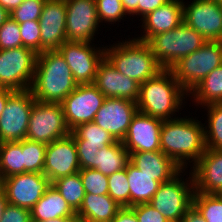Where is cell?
I'll return each mask as SVG.
<instances>
[{"label": "cell", "instance_id": "6da1fadb", "mask_svg": "<svg viewBox=\"0 0 222 222\" xmlns=\"http://www.w3.org/2000/svg\"><path fill=\"white\" fill-rule=\"evenodd\" d=\"M196 118L180 116L162 123L161 152L181 169L188 170V166L192 167L206 150L204 124Z\"/></svg>", "mask_w": 222, "mask_h": 222}, {"label": "cell", "instance_id": "7a4b0ae2", "mask_svg": "<svg viewBox=\"0 0 222 222\" xmlns=\"http://www.w3.org/2000/svg\"><path fill=\"white\" fill-rule=\"evenodd\" d=\"M187 97L188 93L173 73L163 69L155 77L140 84L136 104L139 112L168 120L179 117V110L182 111L186 106Z\"/></svg>", "mask_w": 222, "mask_h": 222}, {"label": "cell", "instance_id": "3957f363", "mask_svg": "<svg viewBox=\"0 0 222 222\" xmlns=\"http://www.w3.org/2000/svg\"><path fill=\"white\" fill-rule=\"evenodd\" d=\"M78 86L72 71L58 50L37 54L30 90L35 100L61 103Z\"/></svg>", "mask_w": 222, "mask_h": 222}, {"label": "cell", "instance_id": "277c9868", "mask_svg": "<svg viewBox=\"0 0 222 222\" xmlns=\"http://www.w3.org/2000/svg\"><path fill=\"white\" fill-rule=\"evenodd\" d=\"M125 39L105 45V58L117 71L141 84L163 70L147 42Z\"/></svg>", "mask_w": 222, "mask_h": 222}, {"label": "cell", "instance_id": "5b68a950", "mask_svg": "<svg viewBox=\"0 0 222 222\" xmlns=\"http://www.w3.org/2000/svg\"><path fill=\"white\" fill-rule=\"evenodd\" d=\"M207 40L182 22L171 31L153 36L150 45L156 61L163 69H170L179 59L201 48Z\"/></svg>", "mask_w": 222, "mask_h": 222}, {"label": "cell", "instance_id": "8992f818", "mask_svg": "<svg viewBox=\"0 0 222 222\" xmlns=\"http://www.w3.org/2000/svg\"><path fill=\"white\" fill-rule=\"evenodd\" d=\"M222 65V41H207L179 59L169 70L189 94L210 72Z\"/></svg>", "mask_w": 222, "mask_h": 222}, {"label": "cell", "instance_id": "52a82bcc", "mask_svg": "<svg viewBox=\"0 0 222 222\" xmlns=\"http://www.w3.org/2000/svg\"><path fill=\"white\" fill-rule=\"evenodd\" d=\"M187 172L186 169H182L171 180L161 183L149 202L169 222H179L193 206L194 180L190 170L189 177H184L188 176Z\"/></svg>", "mask_w": 222, "mask_h": 222}, {"label": "cell", "instance_id": "ba28073f", "mask_svg": "<svg viewBox=\"0 0 222 222\" xmlns=\"http://www.w3.org/2000/svg\"><path fill=\"white\" fill-rule=\"evenodd\" d=\"M70 133L61 103H44L35 100L31 109L26 139L50 144Z\"/></svg>", "mask_w": 222, "mask_h": 222}, {"label": "cell", "instance_id": "9c48e42d", "mask_svg": "<svg viewBox=\"0 0 222 222\" xmlns=\"http://www.w3.org/2000/svg\"><path fill=\"white\" fill-rule=\"evenodd\" d=\"M37 54L26 47L0 49V87L13 91L30 89Z\"/></svg>", "mask_w": 222, "mask_h": 222}, {"label": "cell", "instance_id": "30bf717a", "mask_svg": "<svg viewBox=\"0 0 222 222\" xmlns=\"http://www.w3.org/2000/svg\"><path fill=\"white\" fill-rule=\"evenodd\" d=\"M95 45V46H94ZM92 42L65 41L57 50L64 57L77 84H93L99 64L105 58V46Z\"/></svg>", "mask_w": 222, "mask_h": 222}, {"label": "cell", "instance_id": "8fae6325", "mask_svg": "<svg viewBox=\"0 0 222 222\" xmlns=\"http://www.w3.org/2000/svg\"><path fill=\"white\" fill-rule=\"evenodd\" d=\"M35 98L30 89L14 91L0 115V142H19L26 138Z\"/></svg>", "mask_w": 222, "mask_h": 222}, {"label": "cell", "instance_id": "7c38bea8", "mask_svg": "<svg viewBox=\"0 0 222 222\" xmlns=\"http://www.w3.org/2000/svg\"><path fill=\"white\" fill-rule=\"evenodd\" d=\"M105 98L94 84H78L61 102L68 128L93 122Z\"/></svg>", "mask_w": 222, "mask_h": 222}, {"label": "cell", "instance_id": "4fadbf2b", "mask_svg": "<svg viewBox=\"0 0 222 222\" xmlns=\"http://www.w3.org/2000/svg\"><path fill=\"white\" fill-rule=\"evenodd\" d=\"M7 203L31 210L52 185L43 173H21L0 181Z\"/></svg>", "mask_w": 222, "mask_h": 222}, {"label": "cell", "instance_id": "5bb4252c", "mask_svg": "<svg viewBox=\"0 0 222 222\" xmlns=\"http://www.w3.org/2000/svg\"><path fill=\"white\" fill-rule=\"evenodd\" d=\"M183 0V22L207 41H222V3L215 0Z\"/></svg>", "mask_w": 222, "mask_h": 222}, {"label": "cell", "instance_id": "9a60e30c", "mask_svg": "<svg viewBox=\"0 0 222 222\" xmlns=\"http://www.w3.org/2000/svg\"><path fill=\"white\" fill-rule=\"evenodd\" d=\"M66 39L69 42H95L100 27L96 0H65Z\"/></svg>", "mask_w": 222, "mask_h": 222}, {"label": "cell", "instance_id": "2e32d148", "mask_svg": "<svg viewBox=\"0 0 222 222\" xmlns=\"http://www.w3.org/2000/svg\"><path fill=\"white\" fill-rule=\"evenodd\" d=\"M137 111L136 102L121 98H105L93 122L108 131L116 141H122Z\"/></svg>", "mask_w": 222, "mask_h": 222}, {"label": "cell", "instance_id": "e0dca14e", "mask_svg": "<svg viewBox=\"0 0 222 222\" xmlns=\"http://www.w3.org/2000/svg\"><path fill=\"white\" fill-rule=\"evenodd\" d=\"M75 141L71 135L47 144L43 174L52 183L80 171Z\"/></svg>", "mask_w": 222, "mask_h": 222}, {"label": "cell", "instance_id": "ac0fdd59", "mask_svg": "<svg viewBox=\"0 0 222 222\" xmlns=\"http://www.w3.org/2000/svg\"><path fill=\"white\" fill-rule=\"evenodd\" d=\"M163 121L161 118L137 111L132 118L125 138L122 140L129 153L161 151L160 131Z\"/></svg>", "mask_w": 222, "mask_h": 222}, {"label": "cell", "instance_id": "d6986e66", "mask_svg": "<svg viewBox=\"0 0 222 222\" xmlns=\"http://www.w3.org/2000/svg\"><path fill=\"white\" fill-rule=\"evenodd\" d=\"M41 53L57 50L66 39L65 0H46L39 18Z\"/></svg>", "mask_w": 222, "mask_h": 222}, {"label": "cell", "instance_id": "ffe728a7", "mask_svg": "<svg viewBox=\"0 0 222 222\" xmlns=\"http://www.w3.org/2000/svg\"><path fill=\"white\" fill-rule=\"evenodd\" d=\"M106 98H121L137 102L140 83L117 71L104 58L97 69L93 83Z\"/></svg>", "mask_w": 222, "mask_h": 222}, {"label": "cell", "instance_id": "44dd1931", "mask_svg": "<svg viewBox=\"0 0 222 222\" xmlns=\"http://www.w3.org/2000/svg\"><path fill=\"white\" fill-rule=\"evenodd\" d=\"M191 168L196 192L218 194L222 190V150L206 148Z\"/></svg>", "mask_w": 222, "mask_h": 222}, {"label": "cell", "instance_id": "7402d4cb", "mask_svg": "<svg viewBox=\"0 0 222 222\" xmlns=\"http://www.w3.org/2000/svg\"><path fill=\"white\" fill-rule=\"evenodd\" d=\"M141 35L136 39L148 42L153 36L171 31L183 22V0H170L158 7L142 20Z\"/></svg>", "mask_w": 222, "mask_h": 222}, {"label": "cell", "instance_id": "603a6c76", "mask_svg": "<svg viewBox=\"0 0 222 222\" xmlns=\"http://www.w3.org/2000/svg\"><path fill=\"white\" fill-rule=\"evenodd\" d=\"M130 162L142 173L154 176L158 182H167L182 169L161 151L130 153Z\"/></svg>", "mask_w": 222, "mask_h": 222}, {"label": "cell", "instance_id": "cb8c5ba5", "mask_svg": "<svg viewBox=\"0 0 222 222\" xmlns=\"http://www.w3.org/2000/svg\"><path fill=\"white\" fill-rule=\"evenodd\" d=\"M121 207L108 195L86 193L76 212L77 221L111 222Z\"/></svg>", "mask_w": 222, "mask_h": 222}, {"label": "cell", "instance_id": "d4e9b609", "mask_svg": "<svg viewBox=\"0 0 222 222\" xmlns=\"http://www.w3.org/2000/svg\"><path fill=\"white\" fill-rule=\"evenodd\" d=\"M30 211L32 221H46L58 217H77L76 212L53 185L46 190Z\"/></svg>", "mask_w": 222, "mask_h": 222}, {"label": "cell", "instance_id": "484cf974", "mask_svg": "<svg viewBox=\"0 0 222 222\" xmlns=\"http://www.w3.org/2000/svg\"><path fill=\"white\" fill-rule=\"evenodd\" d=\"M126 173L130 187V207L149 203L161 182L154 180V176L142 173L131 162L127 164Z\"/></svg>", "mask_w": 222, "mask_h": 222}, {"label": "cell", "instance_id": "4316f807", "mask_svg": "<svg viewBox=\"0 0 222 222\" xmlns=\"http://www.w3.org/2000/svg\"><path fill=\"white\" fill-rule=\"evenodd\" d=\"M193 105L204 107L212 103H222V65L210 72L189 94ZM192 97V98H191Z\"/></svg>", "mask_w": 222, "mask_h": 222}, {"label": "cell", "instance_id": "83f0119b", "mask_svg": "<svg viewBox=\"0 0 222 222\" xmlns=\"http://www.w3.org/2000/svg\"><path fill=\"white\" fill-rule=\"evenodd\" d=\"M130 162V153L122 141H116L97 151L95 157V170L104 175H111L127 167Z\"/></svg>", "mask_w": 222, "mask_h": 222}, {"label": "cell", "instance_id": "f1b7e54d", "mask_svg": "<svg viewBox=\"0 0 222 222\" xmlns=\"http://www.w3.org/2000/svg\"><path fill=\"white\" fill-rule=\"evenodd\" d=\"M76 146L98 147L100 150L108 145H112L116 140L94 122L80 124L71 130Z\"/></svg>", "mask_w": 222, "mask_h": 222}, {"label": "cell", "instance_id": "f546056e", "mask_svg": "<svg viewBox=\"0 0 222 222\" xmlns=\"http://www.w3.org/2000/svg\"><path fill=\"white\" fill-rule=\"evenodd\" d=\"M23 173L22 140L3 142L0 145V181L16 174Z\"/></svg>", "mask_w": 222, "mask_h": 222}, {"label": "cell", "instance_id": "4dcf8cb0", "mask_svg": "<svg viewBox=\"0 0 222 222\" xmlns=\"http://www.w3.org/2000/svg\"><path fill=\"white\" fill-rule=\"evenodd\" d=\"M207 110L204 123L206 148L222 150V103H212L201 109ZM207 123V125H206Z\"/></svg>", "mask_w": 222, "mask_h": 222}, {"label": "cell", "instance_id": "1f68e13d", "mask_svg": "<svg viewBox=\"0 0 222 222\" xmlns=\"http://www.w3.org/2000/svg\"><path fill=\"white\" fill-rule=\"evenodd\" d=\"M52 185L69 206L77 212L86 194L79 172L56 179L52 182Z\"/></svg>", "mask_w": 222, "mask_h": 222}, {"label": "cell", "instance_id": "d6a6232c", "mask_svg": "<svg viewBox=\"0 0 222 222\" xmlns=\"http://www.w3.org/2000/svg\"><path fill=\"white\" fill-rule=\"evenodd\" d=\"M47 144L22 140L23 173H43Z\"/></svg>", "mask_w": 222, "mask_h": 222}, {"label": "cell", "instance_id": "836d02e7", "mask_svg": "<svg viewBox=\"0 0 222 222\" xmlns=\"http://www.w3.org/2000/svg\"><path fill=\"white\" fill-rule=\"evenodd\" d=\"M193 206L206 222H222V198L218 194L194 192Z\"/></svg>", "mask_w": 222, "mask_h": 222}, {"label": "cell", "instance_id": "e575fe53", "mask_svg": "<svg viewBox=\"0 0 222 222\" xmlns=\"http://www.w3.org/2000/svg\"><path fill=\"white\" fill-rule=\"evenodd\" d=\"M108 195L120 207H130V187L126 168L108 175Z\"/></svg>", "mask_w": 222, "mask_h": 222}, {"label": "cell", "instance_id": "d590c367", "mask_svg": "<svg viewBox=\"0 0 222 222\" xmlns=\"http://www.w3.org/2000/svg\"><path fill=\"white\" fill-rule=\"evenodd\" d=\"M99 23L116 24L127 18L121 0H96ZM104 21V22H103Z\"/></svg>", "mask_w": 222, "mask_h": 222}, {"label": "cell", "instance_id": "8d00e7d4", "mask_svg": "<svg viewBox=\"0 0 222 222\" xmlns=\"http://www.w3.org/2000/svg\"><path fill=\"white\" fill-rule=\"evenodd\" d=\"M85 192L94 195L108 194V176L95 169H80L79 171Z\"/></svg>", "mask_w": 222, "mask_h": 222}, {"label": "cell", "instance_id": "74e56055", "mask_svg": "<svg viewBox=\"0 0 222 222\" xmlns=\"http://www.w3.org/2000/svg\"><path fill=\"white\" fill-rule=\"evenodd\" d=\"M46 0H24L10 13V17L18 24L27 21H39Z\"/></svg>", "mask_w": 222, "mask_h": 222}, {"label": "cell", "instance_id": "f35d334b", "mask_svg": "<svg viewBox=\"0 0 222 222\" xmlns=\"http://www.w3.org/2000/svg\"><path fill=\"white\" fill-rule=\"evenodd\" d=\"M22 47L19 24L11 17L0 27V49Z\"/></svg>", "mask_w": 222, "mask_h": 222}, {"label": "cell", "instance_id": "ab89813d", "mask_svg": "<svg viewBox=\"0 0 222 222\" xmlns=\"http://www.w3.org/2000/svg\"><path fill=\"white\" fill-rule=\"evenodd\" d=\"M22 46L41 53V36L39 21H27L19 24Z\"/></svg>", "mask_w": 222, "mask_h": 222}, {"label": "cell", "instance_id": "60d3db41", "mask_svg": "<svg viewBox=\"0 0 222 222\" xmlns=\"http://www.w3.org/2000/svg\"><path fill=\"white\" fill-rule=\"evenodd\" d=\"M138 222H169L163 215L149 203L131 206Z\"/></svg>", "mask_w": 222, "mask_h": 222}, {"label": "cell", "instance_id": "b9f144b4", "mask_svg": "<svg viewBox=\"0 0 222 222\" xmlns=\"http://www.w3.org/2000/svg\"><path fill=\"white\" fill-rule=\"evenodd\" d=\"M0 222H32L31 211L19 206L7 204Z\"/></svg>", "mask_w": 222, "mask_h": 222}, {"label": "cell", "instance_id": "7bdbcfd3", "mask_svg": "<svg viewBox=\"0 0 222 222\" xmlns=\"http://www.w3.org/2000/svg\"><path fill=\"white\" fill-rule=\"evenodd\" d=\"M78 161L81 169H95V157L98 147L76 146Z\"/></svg>", "mask_w": 222, "mask_h": 222}, {"label": "cell", "instance_id": "ee69618b", "mask_svg": "<svg viewBox=\"0 0 222 222\" xmlns=\"http://www.w3.org/2000/svg\"><path fill=\"white\" fill-rule=\"evenodd\" d=\"M170 0H140L138 4V17L142 20L146 15L164 5Z\"/></svg>", "mask_w": 222, "mask_h": 222}, {"label": "cell", "instance_id": "f6af8a7d", "mask_svg": "<svg viewBox=\"0 0 222 222\" xmlns=\"http://www.w3.org/2000/svg\"><path fill=\"white\" fill-rule=\"evenodd\" d=\"M111 222H138V220L131 207H121Z\"/></svg>", "mask_w": 222, "mask_h": 222}, {"label": "cell", "instance_id": "bcb514c9", "mask_svg": "<svg viewBox=\"0 0 222 222\" xmlns=\"http://www.w3.org/2000/svg\"><path fill=\"white\" fill-rule=\"evenodd\" d=\"M179 222H206L199 211L192 206L180 219Z\"/></svg>", "mask_w": 222, "mask_h": 222}, {"label": "cell", "instance_id": "7dc6e473", "mask_svg": "<svg viewBox=\"0 0 222 222\" xmlns=\"http://www.w3.org/2000/svg\"><path fill=\"white\" fill-rule=\"evenodd\" d=\"M127 16H138V4L140 0H121Z\"/></svg>", "mask_w": 222, "mask_h": 222}, {"label": "cell", "instance_id": "c3c4849f", "mask_svg": "<svg viewBox=\"0 0 222 222\" xmlns=\"http://www.w3.org/2000/svg\"><path fill=\"white\" fill-rule=\"evenodd\" d=\"M14 91L9 89V88H5V87H0V115L2 113V111L4 110L8 97L13 93Z\"/></svg>", "mask_w": 222, "mask_h": 222}, {"label": "cell", "instance_id": "681fc988", "mask_svg": "<svg viewBox=\"0 0 222 222\" xmlns=\"http://www.w3.org/2000/svg\"><path fill=\"white\" fill-rule=\"evenodd\" d=\"M24 0H0V6L5 8L9 13L23 3Z\"/></svg>", "mask_w": 222, "mask_h": 222}, {"label": "cell", "instance_id": "f907efd6", "mask_svg": "<svg viewBox=\"0 0 222 222\" xmlns=\"http://www.w3.org/2000/svg\"><path fill=\"white\" fill-rule=\"evenodd\" d=\"M7 198H6V194L5 191L3 189V187L0 185V219L3 215V211L5 209V206L7 205Z\"/></svg>", "mask_w": 222, "mask_h": 222}, {"label": "cell", "instance_id": "816d5d0a", "mask_svg": "<svg viewBox=\"0 0 222 222\" xmlns=\"http://www.w3.org/2000/svg\"><path fill=\"white\" fill-rule=\"evenodd\" d=\"M32 222H77V217H58L46 221H32Z\"/></svg>", "mask_w": 222, "mask_h": 222}, {"label": "cell", "instance_id": "f5cc1de1", "mask_svg": "<svg viewBox=\"0 0 222 222\" xmlns=\"http://www.w3.org/2000/svg\"><path fill=\"white\" fill-rule=\"evenodd\" d=\"M8 18H10V13L5 8L0 6V27Z\"/></svg>", "mask_w": 222, "mask_h": 222}, {"label": "cell", "instance_id": "db71d44e", "mask_svg": "<svg viewBox=\"0 0 222 222\" xmlns=\"http://www.w3.org/2000/svg\"><path fill=\"white\" fill-rule=\"evenodd\" d=\"M77 222H106V221H77Z\"/></svg>", "mask_w": 222, "mask_h": 222}, {"label": "cell", "instance_id": "11a10c76", "mask_svg": "<svg viewBox=\"0 0 222 222\" xmlns=\"http://www.w3.org/2000/svg\"><path fill=\"white\" fill-rule=\"evenodd\" d=\"M219 197L222 198V190L218 193Z\"/></svg>", "mask_w": 222, "mask_h": 222}]
</instances>
